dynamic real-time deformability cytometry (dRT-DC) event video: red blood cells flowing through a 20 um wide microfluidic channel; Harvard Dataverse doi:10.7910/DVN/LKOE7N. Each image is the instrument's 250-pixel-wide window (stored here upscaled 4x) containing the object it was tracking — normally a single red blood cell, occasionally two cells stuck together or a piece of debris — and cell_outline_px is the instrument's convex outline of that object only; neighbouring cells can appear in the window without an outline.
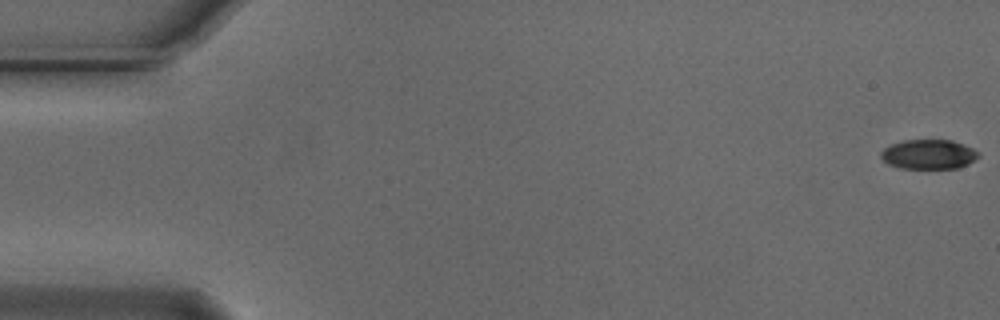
{"species": "Egyptian fruit bat (a non-hibernating species)", "species_latin": "Rousettus aegyptiacus", "temperature_condition": "cold", "stored_images_in_passage": 55, "camera_frame_rate_fps": 3000, "um_per_image_px": 0.085, "animal": {"sex": "male"}, "frame": {"image": 1, "passage_image": 1, "time_ms": 0.0, "image_size_px": [1000, 320], "cell_outline_px": [[980, 156], [968, 164], [960, 168], [900, 168], [888, 164], [880, 156], [880, 152], [884, 148], [892, 144], [904, 140], [952, 140], [972, 148], [980, 152]], "centroid_in_image_um": [78.95, 13.12], "position_along_channel_um": 6.0, "area_um2": 16.82}}
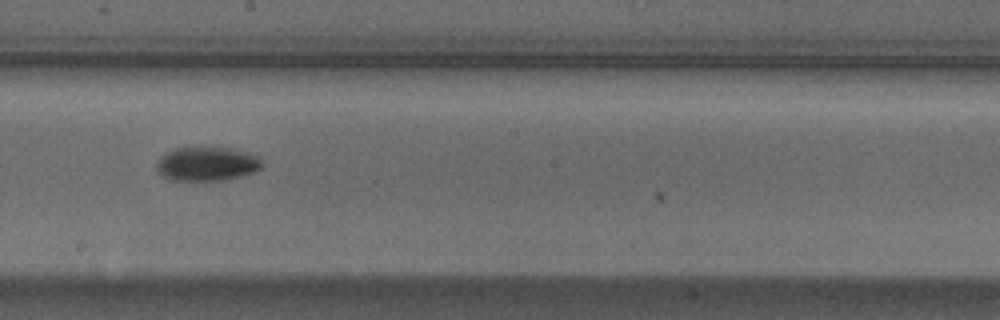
{"frame": {"image": 2, "passage_image": 31, "time_ms": 10.0, "image_size_px": [1000, 320], "cell_outline_px": [[264, 164], [260, 168], [252, 172], [240, 176], [224, 180], [172, 180], [156, 172], [156, 164], [160, 156], [172, 148], [196, 144], [212, 144], [232, 148], [248, 152], [256, 156]], "centroid_in_image_um": [17.53, 13.85], "position_along_channel_um": 230.7, "area_um2": 21.91}}
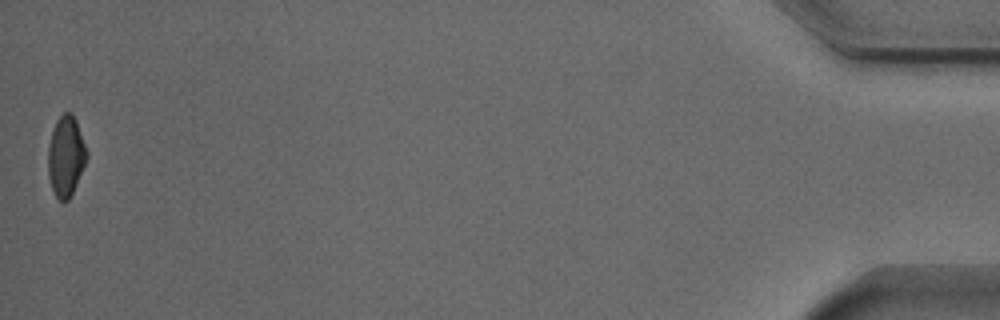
{"frame": {"image": 3, "passage_image": 55, "time_ms": 18.0, "image_size_px": [1000, 320], "cell_outline_px": [[88, 156], [72, 192], [68, 200], [60, 200], [56, 196], [52, 188], [48, 176], [48, 148], [52, 132], [56, 120], [64, 112], [72, 112], [76, 120], [88, 152]], "centroid_in_image_um": [5.6, 13.23], "position_along_channel_um": 429.6, "area_um2": 17.86}, "authors_computed_cell_mechanics": {"area_um2": 19.1896, "velocity_mm_per_s": 3.7427, "shape_relaxation_time_tau1_ms": 4.2006, "shape_relaxation_time_tau2_ms": null, "deformation_change_tau1": 0.1297, "deformation_change_tau2": null}}